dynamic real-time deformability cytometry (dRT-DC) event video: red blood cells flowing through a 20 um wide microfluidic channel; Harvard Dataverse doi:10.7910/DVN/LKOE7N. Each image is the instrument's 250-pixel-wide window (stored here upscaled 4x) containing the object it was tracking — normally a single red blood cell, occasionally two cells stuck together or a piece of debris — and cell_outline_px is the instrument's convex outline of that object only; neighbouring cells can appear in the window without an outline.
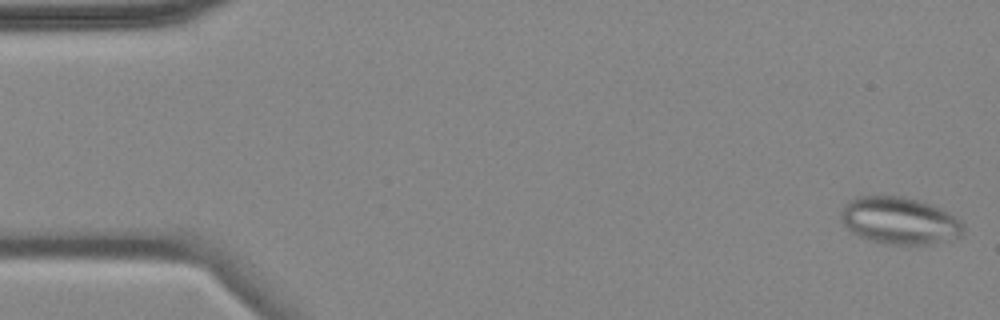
{"species": "common noctule bat (a hibernating species)", "species_latin": "Nyctalus noctula", "temperature_condition": "cold", "stored_images_in_passage": 5, "camera_frame_rate_fps": 3000, "um_per_image_px": 0.085, "animal": {"sex": "female", "body_mass_g": 18.4}, "frame": {"image": 1, "passage_image": 1, "time_ms": 0.0, "image_size_px": [1000, 320], "cell_outline_px": [[964, 228], [960, 236], [952, 240], [932, 244], [880, 244], [868, 240], [852, 232], [840, 220], [840, 212], [848, 200], [856, 196], [904, 196], [920, 200], [940, 208], [956, 216], [964, 224]], "centroid_in_image_um": [76.46, 18.76], "position_along_channel_um": 8.5, "area_um2": 34.04}}